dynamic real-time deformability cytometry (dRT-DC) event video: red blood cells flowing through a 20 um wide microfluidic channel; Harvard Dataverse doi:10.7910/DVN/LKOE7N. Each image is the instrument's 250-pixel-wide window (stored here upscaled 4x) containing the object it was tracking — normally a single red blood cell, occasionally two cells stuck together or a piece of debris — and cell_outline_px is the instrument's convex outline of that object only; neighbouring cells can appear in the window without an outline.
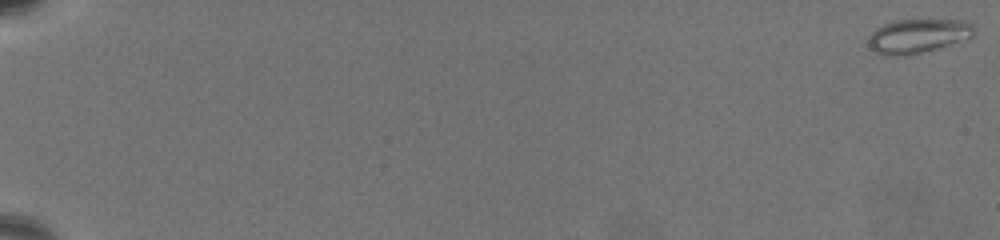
{"species": "common noctule bat (a hibernating species)", "species_latin": "Nyctalus noctula", "temperature_condition": "warm", "stored_images_in_passage": 69, "camera_frame_rate_fps": 3000, "um_per_image_px": 0.085, "animal": {"sex": "female", "body_mass_g": 19.5, "forearm_length_mm": 54.1}, "frame": {"image": 1, "passage_image": 1, "time_ms": 0.0, "image_size_px": [1000, 240], "cell_outline_px": [[976, 32], [972, 36], [936, 48], [920, 52], [900, 56], [884, 56], [876, 52], [868, 44], [868, 36], [876, 28], [884, 24], [896, 20], [964, 20], [972, 24], [976, 28]], "centroid_in_image_um": [77.99, 3.04], "position_along_channel_um": 7.0, "area_um2": 20.75}}
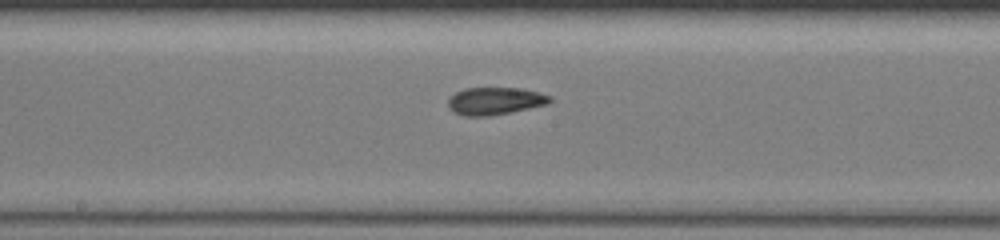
{"frame": {"image": 2, "passage_image": 41, "time_ms": 13.333, "image_size_px": [1000, 240], "cell_outline_px": [[552, 100], [548, 104], [488, 116], [464, 116], [448, 108], [448, 100], [456, 92], [464, 88], [520, 88], [540, 92], [552, 96]], "centroid_in_image_um": [42.09, 8.57], "position_along_channel_um": 206.1, "area_um2": 16.18}}
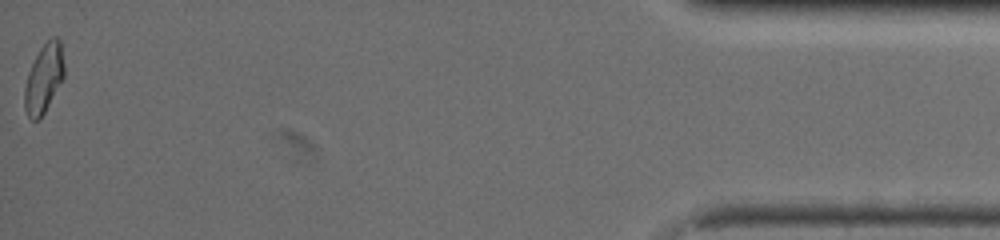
{"frame": {"image": 3, "passage_image": 69, "time_ms": 22.667, "image_size_px": [1000, 240], "cell_outline_px": [[64, 76], [40, 120], [32, 120], [28, 116], [24, 108], [24, 88], [28, 72], [40, 48], [52, 36], [56, 36], [60, 40], [64, 64]], "centroid_in_image_um": [3.72, 6.67], "position_along_channel_um": 431.5, "area_um2": 15.78}, "authors_computed_cell_mechanics": {"area_um2": 16.3574, "velocity_mm_per_s": 3.2606, "shape_relaxation_time_tau1_ms": 7.0314, "shape_relaxation_time_tau2_ms": 2.9363, "deformation_change_tau1": 0.1688, "deformation_change_tau2": 0.0644}}